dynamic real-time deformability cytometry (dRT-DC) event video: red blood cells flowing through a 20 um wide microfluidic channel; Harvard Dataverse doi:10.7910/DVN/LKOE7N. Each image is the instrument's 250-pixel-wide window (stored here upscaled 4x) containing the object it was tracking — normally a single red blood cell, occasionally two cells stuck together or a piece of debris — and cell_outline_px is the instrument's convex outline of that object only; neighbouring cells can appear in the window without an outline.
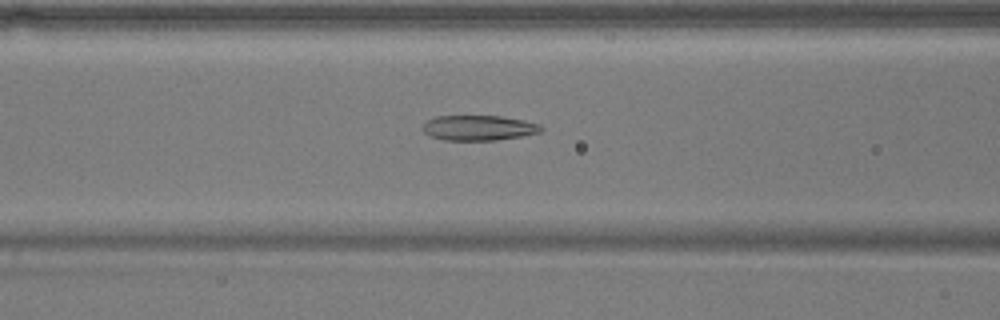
{"species": "common noctule bat (a hibernating species)", "species_latin": "Nyctalus noctula", "temperature_condition": "warm", "stored_images_in_passage": 44, "camera_frame_rate_fps": 3000, "um_per_image_px": 0.085, "animal": {"sex": "male", "body_mass_g": 17.9}, "frame": {"image": 1, "passage_image": 12, "time_ms": 3.667, "image_size_px": [1000, 320], "cell_outline_px": [[544, 128], [540, 132], [520, 136], [496, 140], [444, 140], [432, 136], [424, 132], [424, 124], [428, 120], [436, 116], [500, 116], [524, 120], [540, 124]], "centroid_in_image_um": [40.72, 10.86], "position_along_channel_um": 125.9, "area_um2": 17.17}}
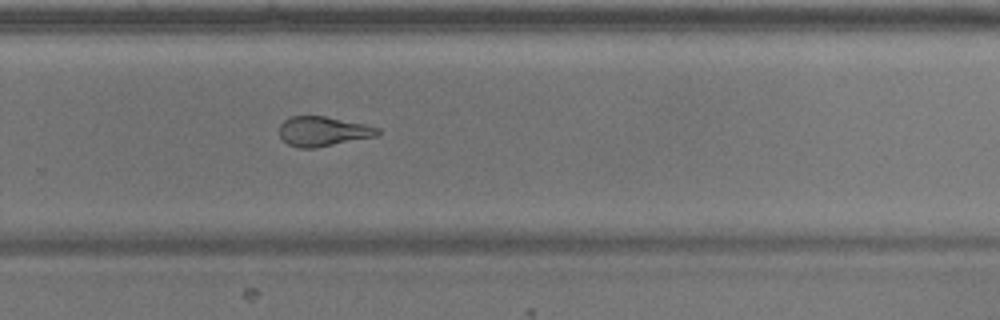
{"frame": {"image": 2, "passage_image": 26, "time_ms": 8.333, "image_size_px": [1000, 320], "cell_outline_px": [[380, 132], [376, 136], [316, 148], [300, 148], [288, 144], [280, 136], [280, 124], [284, 120], [292, 116], [324, 116], [364, 124], [380, 128]], "centroid_in_image_um": [27.45, 11.17], "position_along_channel_um": 302.3, "area_um2": 16.88}}
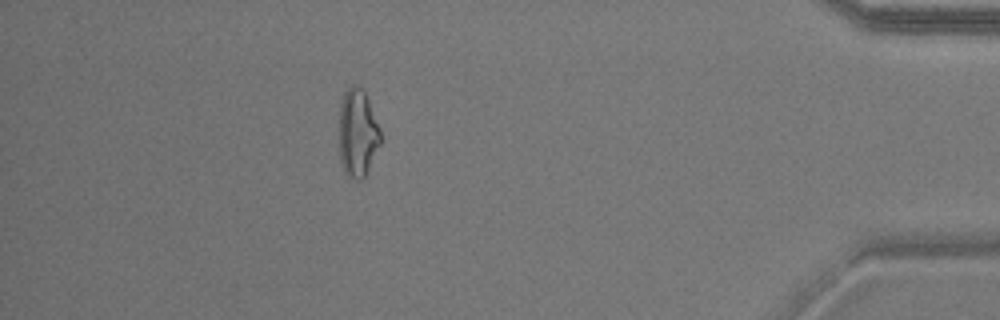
{"frame": {"image": 3, "passage_image": 38, "time_ms": 12.333, "image_size_px": [1000, 320], "cell_outline_px": [[380, 144], [364, 176], [360, 180], [356, 180], [348, 176], [340, 160], [340, 100], [344, 92], [352, 84], [356, 84], [364, 88], [380, 128]], "centroid_in_image_um": [30.4, 11.23], "position_along_channel_um": 404.8, "area_um2": 21.1}, "authors_computed_cell_mechanics": {"area_um2": 18.6983, "velocity_mm_per_s": 3.7845, "shape_relaxation_time_tau1_ms": null, "shape_relaxation_time_tau2_ms": 2.8321, "deformation_change_tau1": null, "deformation_change_tau2": 0.1252}}